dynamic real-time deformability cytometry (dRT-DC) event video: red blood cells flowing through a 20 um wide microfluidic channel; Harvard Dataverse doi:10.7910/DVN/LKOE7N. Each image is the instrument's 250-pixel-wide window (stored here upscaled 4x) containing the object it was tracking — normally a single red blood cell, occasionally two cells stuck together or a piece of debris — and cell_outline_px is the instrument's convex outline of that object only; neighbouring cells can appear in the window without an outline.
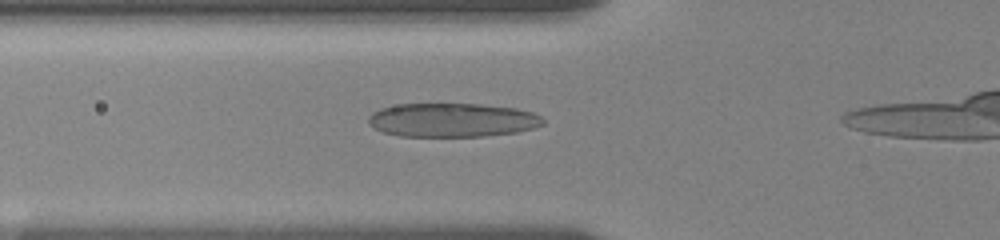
{"species": "human", "species_latin": "Homo sapiens", "temperature_condition": "room temperature", "stored_images_in_passage": 39, "camera_frame_rate_fps": 3000, "um_per_image_px": 0.085, "donor": {"sex": "female"}, "frame": {"image": 1, "passage_image": 10, "time_ms": 3.667, "image_size_px": [1000, 240], "cell_outline_px": [[544, 124], [532, 128], [516, 132], [484, 136], [400, 136], [384, 132], [368, 124], [368, 116], [372, 112], [380, 108], [400, 104], [480, 104], [516, 108], [532, 112], [540, 116], [544, 120]], "centroid_in_image_um": [38.43, 10.2], "position_along_channel_um": 87.4, "area_um2": 34.39}}
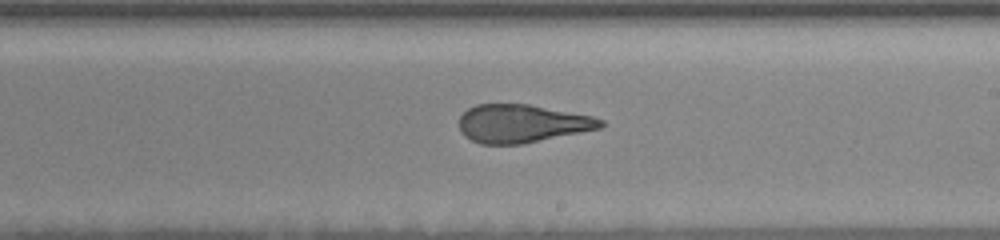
{"frame": {"image": 2, "passage_image": 24, "time_ms": 8.0, "image_size_px": [1000, 240], "cell_outline_px": [[604, 124], [600, 128], [524, 144], [480, 144], [464, 136], [460, 132], [460, 116], [468, 108], [476, 104], [528, 104], [592, 116], [604, 120]], "centroid_in_image_um": [44.34, 10.5], "position_along_channel_um": 244.7, "area_um2": 31.39}}
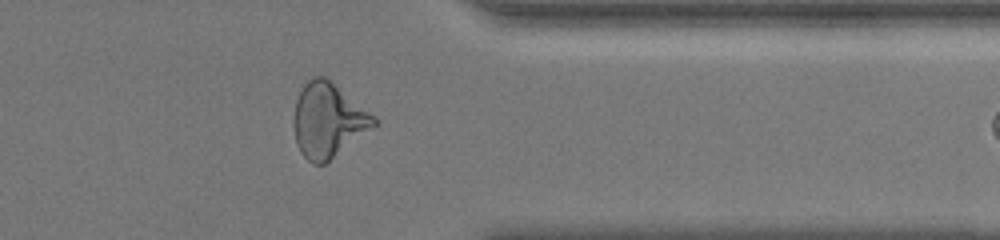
{"frame": {"image": 3, "passage_image": 35, "time_ms": 12.0, "image_size_px": [1000, 240], "cell_outline_px": [[380, 124], [324, 164], [312, 164], [300, 152], [296, 144], [292, 124], [292, 120], [296, 100], [304, 84], [312, 76], [324, 76], [376, 116], [380, 120]], "centroid_in_image_um": [27.9, 10.24], "position_along_channel_um": 383.5, "area_um2": 35.14}, "authors_computed_cell_mechanics": {"area_um2": 33.235, "velocity_mm_per_s": 3.6074, "shape_relaxation_time_tau1_ms": 8.5765, "shape_relaxation_time_tau2_ms": 1.4234, "deformation_change_tau1": 0.2514, "deformation_change_tau2": 0.1047}}